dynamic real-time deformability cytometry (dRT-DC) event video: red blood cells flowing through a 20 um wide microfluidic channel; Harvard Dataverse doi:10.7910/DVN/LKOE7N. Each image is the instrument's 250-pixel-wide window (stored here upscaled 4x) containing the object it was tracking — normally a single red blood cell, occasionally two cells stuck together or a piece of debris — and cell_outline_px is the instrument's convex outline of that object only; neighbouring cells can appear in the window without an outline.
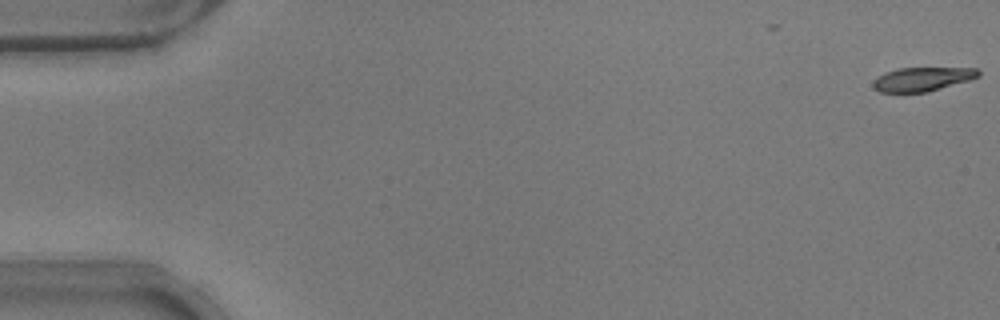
{"species": "common noctule bat (a hibernating species)", "species_latin": "Nyctalus noctula", "temperature_condition": "warm", "stored_images_in_passage": 2, "camera_frame_rate_fps": 3000, "um_per_image_px": 0.085, "animal": {"sex": "male", "body_mass_g": 17.9}, "frame": {"image": 1, "passage_image": 2, "time_ms": 0.333, "image_size_px": [1000, 320], "cell_outline_px": [[980, 76], [968, 80], [928, 92], [880, 92], [872, 84], [872, 80], [884, 72], [896, 68], [976, 68], [980, 72]], "centroid_in_image_um": [78.37, 6.72], "position_along_channel_um": 6.6, "area_um2": 14.62}}